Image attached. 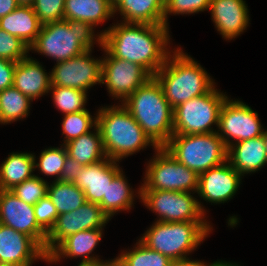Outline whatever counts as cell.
<instances>
[{
	"label": "cell",
	"instance_id": "obj_1",
	"mask_svg": "<svg viewBox=\"0 0 267 266\" xmlns=\"http://www.w3.org/2000/svg\"><path fill=\"white\" fill-rule=\"evenodd\" d=\"M169 28L165 25L117 23L97 35L113 57L136 63L152 76L164 65L170 43Z\"/></svg>",
	"mask_w": 267,
	"mask_h": 266
},
{
	"label": "cell",
	"instance_id": "obj_2",
	"mask_svg": "<svg viewBox=\"0 0 267 266\" xmlns=\"http://www.w3.org/2000/svg\"><path fill=\"white\" fill-rule=\"evenodd\" d=\"M153 77L162 87L173 109L185 101L206 94L215 85L205 69L180 48L173 55H168L164 65Z\"/></svg>",
	"mask_w": 267,
	"mask_h": 266
},
{
	"label": "cell",
	"instance_id": "obj_3",
	"mask_svg": "<svg viewBox=\"0 0 267 266\" xmlns=\"http://www.w3.org/2000/svg\"><path fill=\"white\" fill-rule=\"evenodd\" d=\"M121 104L158 147H163L170 140L173 135V108L154 77Z\"/></svg>",
	"mask_w": 267,
	"mask_h": 266
},
{
	"label": "cell",
	"instance_id": "obj_4",
	"mask_svg": "<svg viewBox=\"0 0 267 266\" xmlns=\"http://www.w3.org/2000/svg\"><path fill=\"white\" fill-rule=\"evenodd\" d=\"M96 118L105 154L111 160L119 162L149 144L158 148L123 105L100 108Z\"/></svg>",
	"mask_w": 267,
	"mask_h": 266
},
{
	"label": "cell",
	"instance_id": "obj_5",
	"mask_svg": "<svg viewBox=\"0 0 267 266\" xmlns=\"http://www.w3.org/2000/svg\"><path fill=\"white\" fill-rule=\"evenodd\" d=\"M95 39L90 23L78 20L56 21L41 26L29 50L51 57L58 63L92 50Z\"/></svg>",
	"mask_w": 267,
	"mask_h": 266
},
{
	"label": "cell",
	"instance_id": "obj_6",
	"mask_svg": "<svg viewBox=\"0 0 267 266\" xmlns=\"http://www.w3.org/2000/svg\"><path fill=\"white\" fill-rule=\"evenodd\" d=\"M211 229L208 222L157 220L139 240L171 261H185L189 260L188 253H192L203 242Z\"/></svg>",
	"mask_w": 267,
	"mask_h": 266
},
{
	"label": "cell",
	"instance_id": "obj_7",
	"mask_svg": "<svg viewBox=\"0 0 267 266\" xmlns=\"http://www.w3.org/2000/svg\"><path fill=\"white\" fill-rule=\"evenodd\" d=\"M163 147L179 163L198 175L227 161L228 147L218 132L172 135Z\"/></svg>",
	"mask_w": 267,
	"mask_h": 266
},
{
	"label": "cell",
	"instance_id": "obj_8",
	"mask_svg": "<svg viewBox=\"0 0 267 266\" xmlns=\"http://www.w3.org/2000/svg\"><path fill=\"white\" fill-rule=\"evenodd\" d=\"M226 94L215 86L206 94L183 102L173 109V135L214 133L211 125L218 127L221 106Z\"/></svg>",
	"mask_w": 267,
	"mask_h": 266
},
{
	"label": "cell",
	"instance_id": "obj_9",
	"mask_svg": "<svg viewBox=\"0 0 267 266\" xmlns=\"http://www.w3.org/2000/svg\"><path fill=\"white\" fill-rule=\"evenodd\" d=\"M148 163L140 190L197 192L199 175L179 163L164 147L156 149Z\"/></svg>",
	"mask_w": 267,
	"mask_h": 266
},
{
	"label": "cell",
	"instance_id": "obj_10",
	"mask_svg": "<svg viewBox=\"0 0 267 266\" xmlns=\"http://www.w3.org/2000/svg\"><path fill=\"white\" fill-rule=\"evenodd\" d=\"M141 201L159 215L161 222H207L205 209L191 192L138 190Z\"/></svg>",
	"mask_w": 267,
	"mask_h": 266
},
{
	"label": "cell",
	"instance_id": "obj_11",
	"mask_svg": "<svg viewBox=\"0 0 267 266\" xmlns=\"http://www.w3.org/2000/svg\"><path fill=\"white\" fill-rule=\"evenodd\" d=\"M218 135L225 145L229 147L234 142H241L258 136H262L264 129L254 112L248 105L240 100H225L221 106L218 120Z\"/></svg>",
	"mask_w": 267,
	"mask_h": 266
},
{
	"label": "cell",
	"instance_id": "obj_12",
	"mask_svg": "<svg viewBox=\"0 0 267 266\" xmlns=\"http://www.w3.org/2000/svg\"><path fill=\"white\" fill-rule=\"evenodd\" d=\"M100 47L107 55L102 59V84H106L112 97L122 99V103L153 77L142 66L115 58L102 47V44Z\"/></svg>",
	"mask_w": 267,
	"mask_h": 266
},
{
	"label": "cell",
	"instance_id": "obj_13",
	"mask_svg": "<svg viewBox=\"0 0 267 266\" xmlns=\"http://www.w3.org/2000/svg\"><path fill=\"white\" fill-rule=\"evenodd\" d=\"M97 203L86 202L74 211L58 215L47 234L44 252L48 256L65 238L82 230L103 229L109 221Z\"/></svg>",
	"mask_w": 267,
	"mask_h": 266
},
{
	"label": "cell",
	"instance_id": "obj_14",
	"mask_svg": "<svg viewBox=\"0 0 267 266\" xmlns=\"http://www.w3.org/2000/svg\"><path fill=\"white\" fill-rule=\"evenodd\" d=\"M92 50L58 62L52 72L51 86L76 88L88 91L90 87L97 83H102V59L91 58Z\"/></svg>",
	"mask_w": 267,
	"mask_h": 266
},
{
	"label": "cell",
	"instance_id": "obj_15",
	"mask_svg": "<svg viewBox=\"0 0 267 266\" xmlns=\"http://www.w3.org/2000/svg\"><path fill=\"white\" fill-rule=\"evenodd\" d=\"M0 223L32 237L45 249L48 233L37 223L34 206L25 203L10 190H0Z\"/></svg>",
	"mask_w": 267,
	"mask_h": 266
},
{
	"label": "cell",
	"instance_id": "obj_16",
	"mask_svg": "<svg viewBox=\"0 0 267 266\" xmlns=\"http://www.w3.org/2000/svg\"><path fill=\"white\" fill-rule=\"evenodd\" d=\"M108 157L101 162L86 165L72 182L85 194L87 202L97 203L107 215V190L113 179L122 171Z\"/></svg>",
	"mask_w": 267,
	"mask_h": 266
},
{
	"label": "cell",
	"instance_id": "obj_17",
	"mask_svg": "<svg viewBox=\"0 0 267 266\" xmlns=\"http://www.w3.org/2000/svg\"><path fill=\"white\" fill-rule=\"evenodd\" d=\"M37 258L48 256L32 237L0 223V264L32 266Z\"/></svg>",
	"mask_w": 267,
	"mask_h": 266
},
{
	"label": "cell",
	"instance_id": "obj_18",
	"mask_svg": "<svg viewBox=\"0 0 267 266\" xmlns=\"http://www.w3.org/2000/svg\"><path fill=\"white\" fill-rule=\"evenodd\" d=\"M241 177L226 161L199 174L197 193L207 202L214 204L227 202L238 191Z\"/></svg>",
	"mask_w": 267,
	"mask_h": 266
},
{
	"label": "cell",
	"instance_id": "obj_19",
	"mask_svg": "<svg viewBox=\"0 0 267 266\" xmlns=\"http://www.w3.org/2000/svg\"><path fill=\"white\" fill-rule=\"evenodd\" d=\"M209 10L217 31L226 40L243 33L250 20L244 0H211Z\"/></svg>",
	"mask_w": 267,
	"mask_h": 266
},
{
	"label": "cell",
	"instance_id": "obj_20",
	"mask_svg": "<svg viewBox=\"0 0 267 266\" xmlns=\"http://www.w3.org/2000/svg\"><path fill=\"white\" fill-rule=\"evenodd\" d=\"M102 237V229L82 230L65 238L49 255L47 262H57L63 256L83 257L78 266H89L103 262L101 259L90 256ZM101 260V261H100Z\"/></svg>",
	"mask_w": 267,
	"mask_h": 266
},
{
	"label": "cell",
	"instance_id": "obj_21",
	"mask_svg": "<svg viewBox=\"0 0 267 266\" xmlns=\"http://www.w3.org/2000/svg\"><path fill=\"white\" fill-rule=\"evenodd\" d=\"M38 61L26 57L16 63L13 86L32 101L48 93L51 76Z\"/></svg>",
	"mask_w": 267,
	"mask_h": 266
},
{
	"label": "cell",
	"instance_id": "obj_22",
	"mask_svg": "<svg viewBox=\"0 0 267 266\" xmlns=\"http://www.w3.org/2000/svg\"><path fill=\"white\" fill-rule=\"evenodd\" d=\"M227 161L241 176L263 168L267 163L263 137L233 143L228 147Z\"/></svg>",
	"mask_w": 267,
	"mask_h": 266
},
{
	"label": "cell",
	"instance_id": "obj_23",
	"mask_svg": "<svg viewBox=\"0 0 267 266\" xmlns=\"http://www.w3.org/2000/svg\"><path fill=\"white\" fill-rule=\"evenodd\" d=\"M41 26L32 5H19L14 11L0 18V28L19 38L28 47L36 40Z\"/></svg>",
	"mask_w": 267,
	"mask_h": 266
},
{
	"label": "cell",
	"instance_id": "obj_24",
	"mask_svg": "<svg viewBox=\"0 0 267 266\" xmlns=\"http://www.w3.org/2000/svg\"><path fill=\"white\" fill-rule=\"evenodd\" d=\"M117 11L125 23L164 25V0H121Z\"/></svg>",
	"mask_w": 267,
	"mask_h": 266
},
{
	"label": "cell",
	"instance_id": "obj_25",
	"mask_svg": "<svg viewBox=\"0 0 267 266\" xmlns=\"http://www.w3.org/2000/svg\"><path fill=\"white\" fill-rule=\"evenodd\" d=\"M114 15L109 0H65L64 20H78L93 27Z\"/></svg>",
	"mask_w": 267,
	"mask_h": 266
},
{
	"label": "cell",
	"instance_id": "obj_26",
	"mask_svg": "<svg viewBox=\"0 0 267 266\" xmlns=\"http://www.w3.org/2000/svg\"><path fill=\"white\" fill-rule=\"evenodd\" d=\"M96 132H88L64 144L70 158L77 160L82 165H92L106 159L101 133L97 126Z\"/></svg>",
	"mask_w": 267,
	"mask_h": 266
},
{
	"label": "cell",
	"instance_id": "obj_27",
	"mask_svg": "<svg viewBox=\"0 0 267 266\" xmlns=\"http://www.w3.org/2000/svg\"><path fill=\"white\" fill-rule=\"evenodd\" d=\"M35 155L11 153L0 166V190H11L14 186L32 178Z\"/></svg>",
	"mask_w": 267,
	"mask_h": 266
},
{
	"label": "cell",
	"instance_id": "obj_28",
	"mask_svg": "<svg viewBox=\"0 0 267 266\" xmlns=\"http://www.w3.org/2000/svg\"><path fill=\"white\" fill-rule=\"evenodd\" d=\"M47 195L58 215L74 211L87 202L84 192L72 182L54 181L48 185Z\"/></svg>",
	"mask_w": 267,
	"mask_h": 266
},
{
	"label": "cell",
	"instance_id": "obj_29",
	"mask_svg": "<svg viewBox=\"0 0 267 266\" xmlns=\"http://www.w3.org/2000/svg\"><path fill=\"white\" fill-rule=\"evenodd\" d=\"M32 100L11 86L0 91V123L8 124L25 118Z\"/></svg>",
	"mask_w": 267,
	"mask_h": 266
},
{
	"label": "cell",
	"instance_id": "obj_30",
	"mask_svg": "<svg viewBox=\"0 0 267 266\" xmlns=\"http://www.w3.org/2000/svg\"><path fill=\"white\" fill-rule=\"evenodd\" d=\"M134 191L121 171L108 185L107 190V216L109 219L118 211L129 210L134 201Z\"/></svg>",
	"mask_w": 267,
	"mask_h": 266
},
{
	"label": "cell",
	"instance_id": "obj_31",
	"mask_svg": "<svg viewBox=\"0 0 267 266\" xmlns=\"http://www.w3.org/2000/svg\"><path fill=\"white\" fill-rule=\"evenodd\" d=\"M136 245L135 249L123 251L116 258L122 266H169L173 262L167 256L148 248L140 240Z\"/></svg>",
	"mask_w": 267,
	"mask_h": 266
},
{
	"label": "cell",
	"instance_id": "obj_32",
	"mask_svg": "<svg viewBox=\"0 0 267 266\" xmlns=\"http://www.w3.org/2000/svg\"><path fill=\"white\" fill-rule=\"evenodd\" d=\"M53 100L57 108L65 114L86 110L87 95L85 91L76 88L51 86Z\"/></svg>",
	"mask_w": 267,
	"mask_h": 266
},
{
	"label": "cell",
	"instance_id": "obj_33",
	"mask_svg": "<svg viewBox=\"0 0 267 266\" xmlns=\"http://www.w3.org/2000/svg\"><path fill=\"white\" fill-rule=\"evenodd\" d=\"M93 125L94 127L97 125V118H93L87 109L65 114L62 122V133L65 135L63 145L90 132Z\"/></svg>",
	"mask_w": 267,
	"mask_h": 266
},
{
	"label": "cell",
	"instance_id": "obj_34",
	"mask_svg": "<svg viewBox=\"0 0 267 266\" xmlns=\"http://www.w3.org/2000/svg\"><path fill=\"white\" fill-rule=\"evenodd\" d=\"M64 145L43 150L39 157V163L34 160V170H39L47 176H56L55 181L60 180L64 162L68 156Z\"/></svg>",
	"mask_w": 267,
	"mask_h": 266
},
{
	"label": "cell",
	"instance_id": "obj_35",
	"mask_svg": "<svg viewBox=\"0 0 267 266\" xmlns=\"http://www.w3.org/2000/svg\"><path fill=\"white\" fill-rule=\"evenodd\" d=\"M48 183L41 177L32 178L14 186L10 192L25 203L34 206L41 198L47 195Z\"/></svg>",
	"mask_w": 267,
	"mask_h": 266
},
{
	"label": "cell",
	"instance_id": "obj_36",
	"mask_svg": "<svg viewBox=\"0 0 267 266\" xmlns=\"http://www.w3.org/2000/svg\"><path fill=\"white\" fill-rule=\"evenodd\" d=\"M29 47L19 38L0 28V58L19 62L27 57Z\"/></svg>",
	"mask_w": 267,
	"mask_h": 266
},
{
	"label": "cell",
	"instance_id": "obj_37",
	"mask_svg": "<svg viewBox=\"0 0 267 266\" xmlns=\"http://www.w3.org/2000/svg\"><path fill=\"white\" fill-rule=\"evenodd\" d=\"M65 0H35L32 4L39 22L44 25L64 20Z\"/></svg>",
	"mask_w": 267,
	"mask_h": 266
},
{
	"label": "cell",
	"instance_id": "obj_38",
	"mask_svg": "<svg viewBox=\"0 0 267 266\" xmlns=\"http://www.w3.org/2000/svg\"><path fill=\"white\" fill-rule=\"evenodd\" d=\"M211 0H164V25L168 27V15L192 14L209 10Z\"/></svg>",
	"mask_w": 267,
	"mask_h": 266
},
{
	"label": "cell",
	"instance_id": "obj_39",
	"mask_svg": "<svg viewBox=\"0 0 267 266\" xmlns=\"http://www.w3.org/2000/svg\"><path fill=\"white\" fill-rule=\"evenodd\" d=\"M34 212L37 223L49 233L56 223L58 212L48 195L34 205Z\"/></svg>",
	"mask_w": 267,
	"mask_h": 266
},
{
	"label": "cell",
	"instance_id": "obj_40",
	"mask_svg": "<svg viewBox=\"0 0 267 266\" xmlns=\"http://www.w3.org/2000/svg\"><path fill=\"white\" fill-rule=\"evenodd\" d=\"M16 63L0 58V91L13 86Z\"/></svg>",
	"mask_w": 267,
	"mask_h": 266
},
{
	"label": "cell",
	"instance_id": "obj_41",
	"mask_svg": "<svg viewBox=\"0 0 267 266\" xmlns=\"http://www.w3.org/2000/svg\"><path fill=\"white\" fill-rule=\"evenodd\" d=\"M83 167L84 165L79 163L77 160H74L67 156L64 162V167L62 169L60 181L73 182L76 176L81 172Z\"/></svg>",
	"mask_w": 267,
	"mask_h": 266
},
{
	"label": "cell",
	"instance_id": "obj_42",
	"mask_svg": "<svg viewBox=\"0 0 267 266\" xmlns=\"http://www.w3.org/2000/svg\"><path fill=\"white\" fill-rule=\"evenodd\" d=\"M19 5L17 0H0V18L14 11Z\"/></svg>",
	"mask_w": 267,
	"mask_h": 266
},
{
	"label": "cell",
	"instance_id": "obj_43",
	"mask_svg": "<svg viewBox=\"0 0 267 266\" xmlns=\"http://www.w3.org/2000/svg\"><path fill=\"white\" fill-rule=\"evenodd\" d=\"M204 262L200 260L173 261L169 266H201Z\"/></svg>",
	"mask_w": 267,
	"mask_h": 266
},
{
	"label": "cell",
	"instance_id": "obj_44",
	"mask_svg": "<svg viewBox=\"0 0 267 266\" xmlns=\"http://www.w3.org/2000/svg\"><path fill=\"white\" fill-rule=\"evenodd\" d=\"M89 266H122V264L115 258L111 261L100 262Z\"/></svg>",
	"mask_w": 267,
	"mask_h": 266
},
{
	"label": "cell",
	"instance_id": "obj_45",
	"mask_svg": "<svg viewBox=\"0 0 267 266\" xmlns=\"http://www.w3.org/2000/svg\"><path fill=\"white\" fill-rule=\"evenodd\" d=\"M201 266H238L237 264H233L230 262H226V261H215L214 263L208 264L207 263H203Z\"/></svg>",
	"mask_w": 267,
	"mask_h": 266
},
{
	"label": "cell",
	"instance_id": "obj_46",
	"mask_svg": "<svg viewBox=\"0 0 267 266\" xmlns=\"http://www.w3.org/2000/svg\"><path fill=\"white\" fill-rule=\"evenodd\" d=\"M20 5H32L35 0H17Z\"/></svg>",
	"mask_w": 267,
	"mask_h": 266
},
{
	"label": "cell",
	"instance_id": "obj_47",
	"mask_svg": "<svg viewBox=\"0 0 267 266\" xmlns=\"http://www.w3.org/2000/svg\"><path fill=\"white\" fill-rule=\"evenodd\" d=\"M262 137H263L264 145L266 148V154H267V130L263 131Z\"/></svg>",
	"mask_w": 267,
	"mask_h": 266
},
{
	"label": "cell",
	"instance_id": "obj_48",
	"mask_svg": "<svg viewBox=\"0 0 267 266\" xmlns=\"http://www.w3.org/2000/svg\"><path fill=\"white\" fill-rule=\"evenodd\" d=\"M109 1L112 7L114 8L121 0H109Z\"/></svg>",
	"mask_w": 267,
	"mask_h": 266
},
{
	"label": "cell",
	"instance_id": "obj_49",
	"mask_svg": "<svg viewBox=\"0 0 267 266\" xmlns=\"http://www.w3.org/2000/svg\"><path fill=\"white\" fill-rule=\"evenodd\" d=\"M0 266H15V265L0 264Z\"/></svg>",
	"mask_w": 267,
	"mask_h": 266
}]
</instances>
